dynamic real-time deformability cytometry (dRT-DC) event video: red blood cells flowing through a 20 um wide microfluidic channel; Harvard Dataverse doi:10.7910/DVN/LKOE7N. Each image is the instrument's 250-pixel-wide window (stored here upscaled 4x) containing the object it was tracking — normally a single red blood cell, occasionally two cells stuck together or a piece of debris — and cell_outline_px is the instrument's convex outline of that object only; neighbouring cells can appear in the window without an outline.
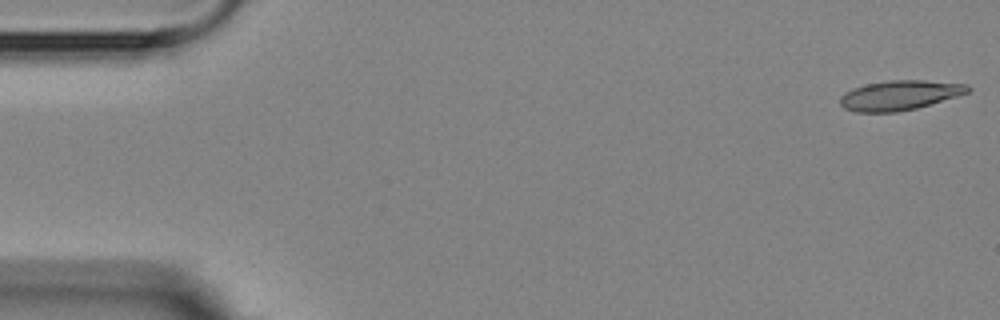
{"species": "Egyptian fruit bat (a non-hibernating species)", "species_latin": "Rousettus aegyptiacus", "temperature_condition": "room temperature", "stored_images_in_passage": 5, "camera_frame_rate_fps": 3000, "um_per_image_px": 0.085, "animal": {"sex": "female"}, "frame": {"image": 1, "passage_image": 1, "time_ms": 0.0, "image_size_px": [1000, 320], "cell_outline_px": [[972, 88], [968, 92], [956, 96], [916, 108], [896, 112], [856, 112], [844, 108], [840, 104], [840, 96], [844, 92], [852, 88], [868, 84], [892, 80], [924, 80], [968, 84]], "centroid_in_image_um": [76.45, 8.09], "position_along_channel_um": 8.6, "area_um2": 21.96}}
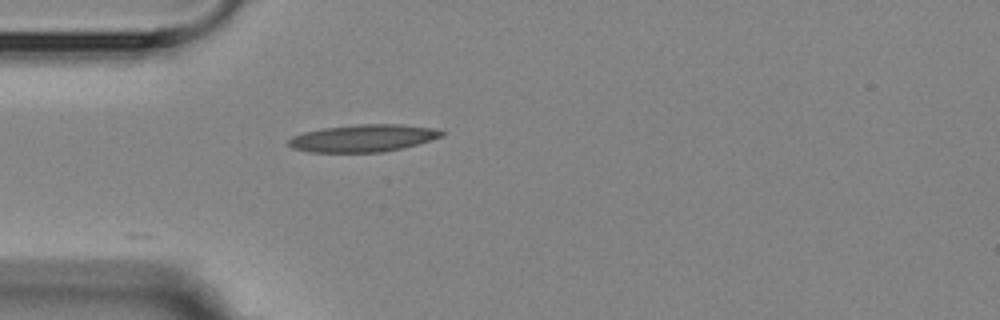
{"frame": {"image": 2, "passage_image": 5, "time_ms": 4.667, "image_size_px": [1000, 320], "cell_outline_px": [[444, 136], [404, 148], [380, 152], [308, 152], [292, 148], [288, 144], [288, 140], [292, 136], [304, 132], [324, 128], [360, 124], [400, 124], [432, 128], [444, 132]], "centroid_in_image_um": [30.86, 11.75], "position_along_channel_um": 54.1, "area_um2": 24.28}}